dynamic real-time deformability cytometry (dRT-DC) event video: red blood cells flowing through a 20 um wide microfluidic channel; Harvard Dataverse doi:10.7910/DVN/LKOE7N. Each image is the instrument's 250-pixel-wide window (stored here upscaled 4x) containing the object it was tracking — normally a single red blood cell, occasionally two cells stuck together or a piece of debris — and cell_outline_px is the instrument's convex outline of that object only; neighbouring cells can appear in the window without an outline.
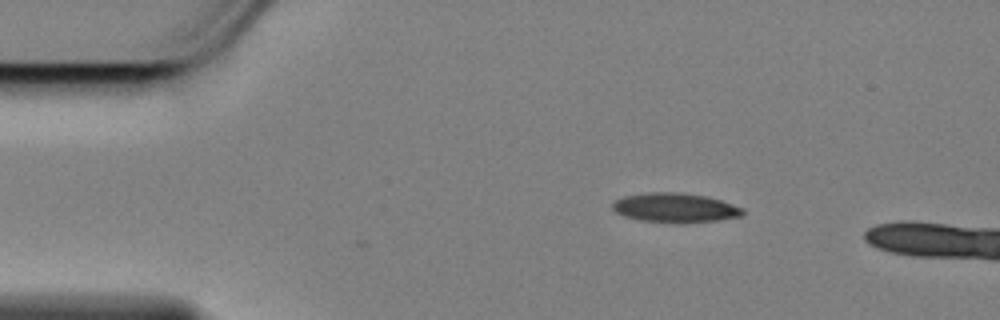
{"species": "Egyptian fruit bat (a non-hibernating species)", "species_latin": "Rousettus aegyptiacus", "temperature_condition": "cold", "stored_images_in_passage": 3, "camera_frame_rate_fps": 3000, "um_per_image_px": 0.085, "animal": {"sex": "female"}, "frame": {"image": 1, "passage_image": 3, "time_ms": 0.667, "image_size_px": [1000, 320], "cell_outline_px": [[744, 216], [716, 220], [640, 220], [624, 216], [616, 212], [612, 208], [612, 204], [616, 200], [624, 196], [648, 192], [676, 192], [708, 196], [744, 208]], "centroid_in_image_um": [57.39, 17.61], "position_along_channel_um": 27.6, "area_um2": 21.39}}